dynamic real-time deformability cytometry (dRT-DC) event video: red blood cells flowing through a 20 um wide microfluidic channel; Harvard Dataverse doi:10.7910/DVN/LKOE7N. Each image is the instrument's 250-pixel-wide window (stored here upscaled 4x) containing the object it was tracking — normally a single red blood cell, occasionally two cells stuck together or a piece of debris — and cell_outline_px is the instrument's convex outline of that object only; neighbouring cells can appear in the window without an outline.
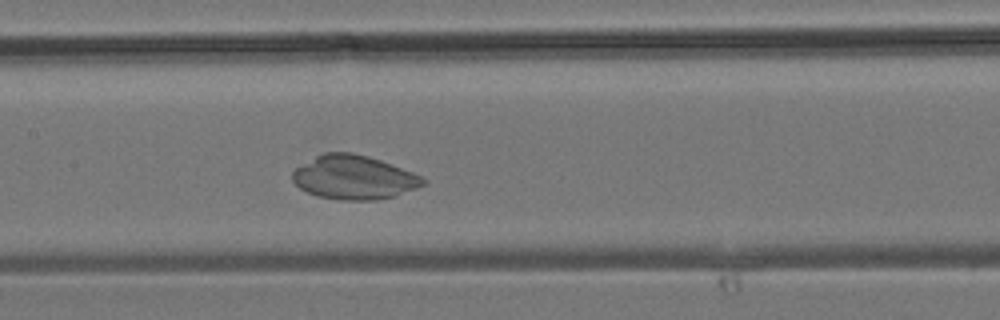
{"species": "common noctule bat (a hibernating species)", "species_latin": "Nyctalus noctula", "temperature_condition": "room temperature", "stored_images_in_passage": 31, "camera_frame_rate_fps": 3000, "um_per_image_px": 0.085, "animal": {"sex": "male", "body_mass_g": 19.2, "forearm_length_mm": 51.8}, "frame": {"image": 1, "passage_image": 14, "time_ms": 4.333, "image_size_px": [1000, 320], "cell_outline_px": [[428, 180], [424, 184], [416, 188], [396, 196], [376, 200], [340, 200], [316, 196], [300, 188], [292, 180], [292, 172], [296, 168], [316, 156], [324, 152], [352, 152], [368, 156], [380, 160], [412, 172]], "centroid_in_image_um": [30.08, 15.08], "position_along_channel_um": 177.3, "area_um2": 33.35}}
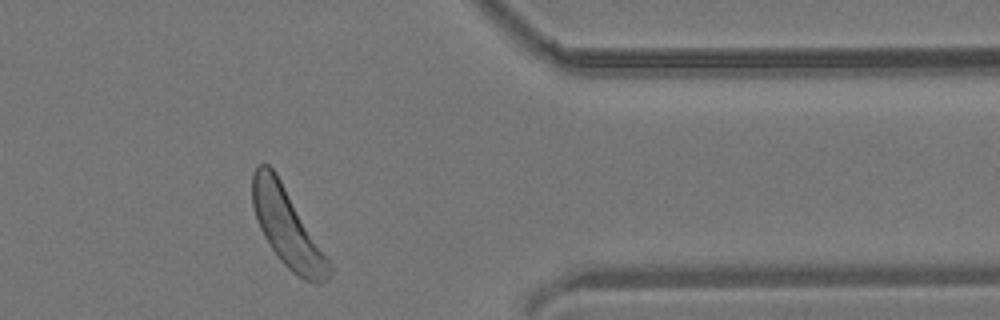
{"frame": {"image": 2, "passage_image": 27, "time_ms": 8.667, "image_size_px": [1000, 320], "cell_outline_px": [[332, 272], [328, 280], [320, 284], [304, 280], [296, 276], [280, 260], [264, 236], [260, 228], [252, 204], [252, 172], [260, 164], [268, 164], [276, 172], [332, 264]], "centroid_in_image_um": [24.43, 19.37], "position_along_channel_um": 387.0, "area_um2": 34.68}}